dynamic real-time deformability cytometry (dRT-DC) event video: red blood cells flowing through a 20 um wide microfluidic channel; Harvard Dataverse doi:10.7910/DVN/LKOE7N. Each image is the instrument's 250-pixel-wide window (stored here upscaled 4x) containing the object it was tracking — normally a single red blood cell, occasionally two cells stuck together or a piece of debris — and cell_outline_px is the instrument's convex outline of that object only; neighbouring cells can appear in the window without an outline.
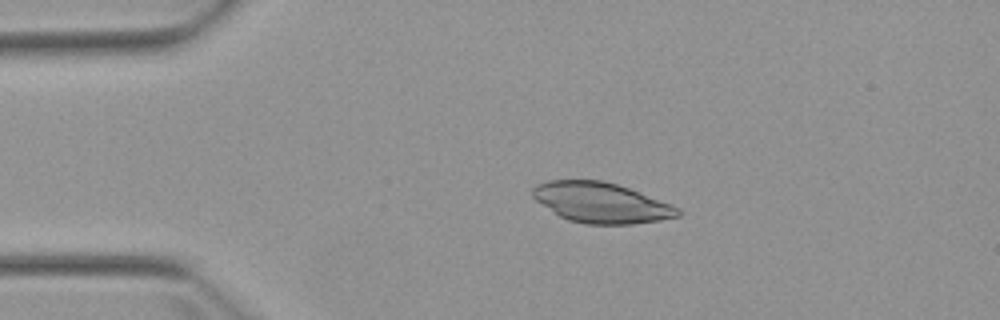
{"species": "Egyptian fruit bat (a non-hibernating species)", "species_latin": "Rousettus aegyptiacus", "temperature_condition": "warm", "stored_images_in_passage": 4, "camera_frame_rate_fps": 3000, "um_per_image_px": 0.085, "animal": {"sex": "female"}, "frame": {"image": 1, "passage_image": 3, "time_ms": 2.333, "image_size_px": [1000, 320], "cell_outline_px": [[684, 212], [680, 216], [660, 220], [632, 224], [588, 224], [568, 220], [560, 216], [536, 200], [532, 196], [532, 188], [536, 184], [548, 180], [604, 180], [628, 188], [672, 204], [680, 208]], "centroid_in_image_um": [51.12, 17.22], "position_along_channel_um": 33.9, "area_um2": 34.1}}